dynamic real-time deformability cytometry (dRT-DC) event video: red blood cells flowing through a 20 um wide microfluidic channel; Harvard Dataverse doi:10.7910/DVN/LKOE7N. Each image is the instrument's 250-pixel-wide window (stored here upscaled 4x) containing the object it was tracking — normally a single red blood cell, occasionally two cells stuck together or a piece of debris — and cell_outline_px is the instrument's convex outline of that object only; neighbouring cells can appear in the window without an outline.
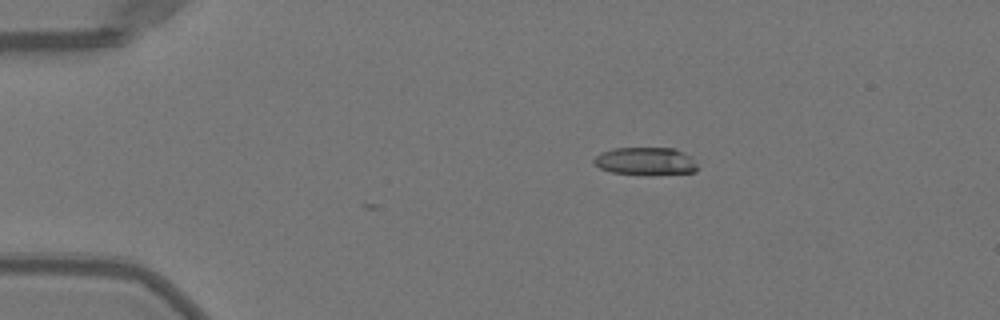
{"species": "Egyptian fruit bat (a non-hibernating species)", "species_latin": "Rousettus aegyptiacus", "temperature_condition": "warm", "stored_images_in_passage": 39, "camera_frame_rate_fps": 3000, "um_per_image_px": 0.085, "animal": {"sex": "female"}, "frame": {"image": 1, "passage_image": 1, "time_ms": 0.0, "image_size_px": [1000, 320], "cell_outline_px": [[696, 172], [644, 176], [612, 172], [600, 168], [592, 164], [592, 160], [600, 152], [616, 148], [676, 148], [692, 156], [696, 164]], "centroid_in_image_um": [54.87, 13.72], "position_along_channel_um": 30.1, "area_um2": 17.22}}
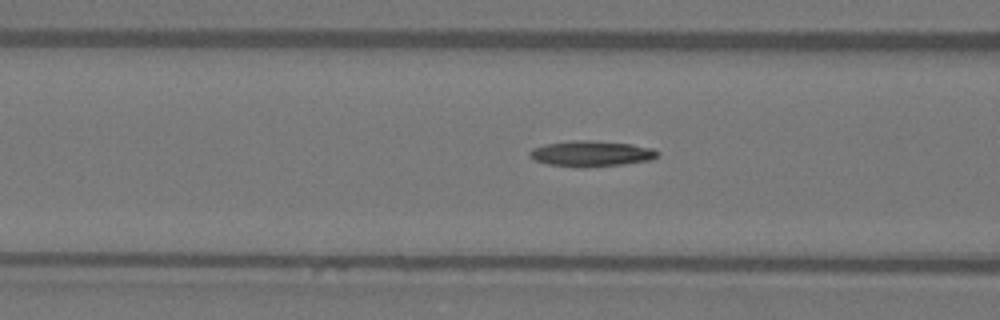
{"frame": {"image": 2, "passage_image": 12, "time_ms": 3.667, "image_size_px": [1000, 320], "cell_outline_px": [[660, 152], [652, 160], [624, 164], [588, 168], [576, 168], [548, 164], [532, 160], [528, 156], [528, 152], [532, 148], [544, 144], [572, 140], [592, 140], [632, 144], [652, 148]], "centroid_in_image_um": [50.21, 13.07], "position_along_channel_um": 116.4, "area_um2": 19.65}}
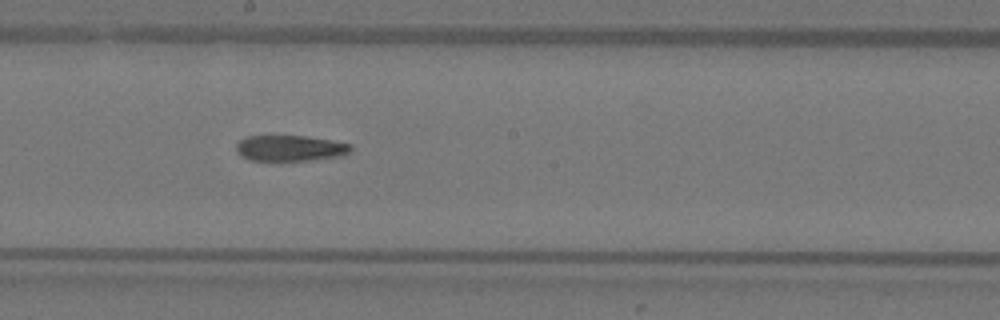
{"frame": {"image": 3, "passage_image": 20, "time_ms": 6.333, "image_size_px": [1000, 320], "cell_outline_px": [[352, 148], [344, 156], [308, 160], [252, 160], [240, 156], [236, 152], [236, 144], [240, 140], [248, 136], [304, 136], [332, 140], [352, 144]], "centroid_in_image_um": [24.67, 12.59], "position_along_channel_um": 223.5, "area_um2": 17.22}}